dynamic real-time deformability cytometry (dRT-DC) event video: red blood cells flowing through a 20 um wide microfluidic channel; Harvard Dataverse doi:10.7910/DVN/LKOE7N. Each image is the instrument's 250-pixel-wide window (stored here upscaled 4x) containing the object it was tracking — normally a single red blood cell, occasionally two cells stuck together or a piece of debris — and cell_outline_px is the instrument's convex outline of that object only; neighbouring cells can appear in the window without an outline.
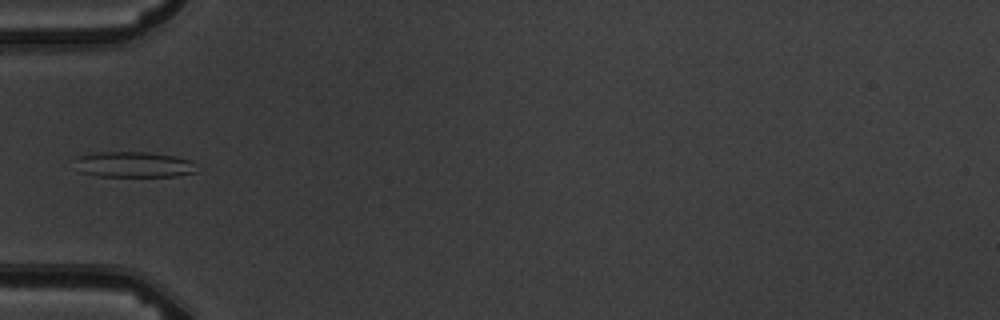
{"species": "common noctule bat (a hibernating species)", "species_latin": "Nyctalus noctula", "temperature_condition": "warm", "stored_images_in_passage": 3, "camera_frame_rate_fps": 3000, "um_per_image_px": 0.085, "animal": {"sex": "male", "body_mass_g": 19.5, "forearm_length_mm": 54.6}, "frame": {"image": 1, "passage_image": 3, "time_ms": 3.0, "image_size_px": [1000, 320], "cell_outline_px": [[196, 172], [176, 176], [100, 176], [80, 172], [76, 156], [100, 152], [148, 152], [172, 156], [192, 160]], "centroid_in_image_um": [11.38, 13.98], "position_along_channel_um": 73.6, "area_um2": 17.92}}